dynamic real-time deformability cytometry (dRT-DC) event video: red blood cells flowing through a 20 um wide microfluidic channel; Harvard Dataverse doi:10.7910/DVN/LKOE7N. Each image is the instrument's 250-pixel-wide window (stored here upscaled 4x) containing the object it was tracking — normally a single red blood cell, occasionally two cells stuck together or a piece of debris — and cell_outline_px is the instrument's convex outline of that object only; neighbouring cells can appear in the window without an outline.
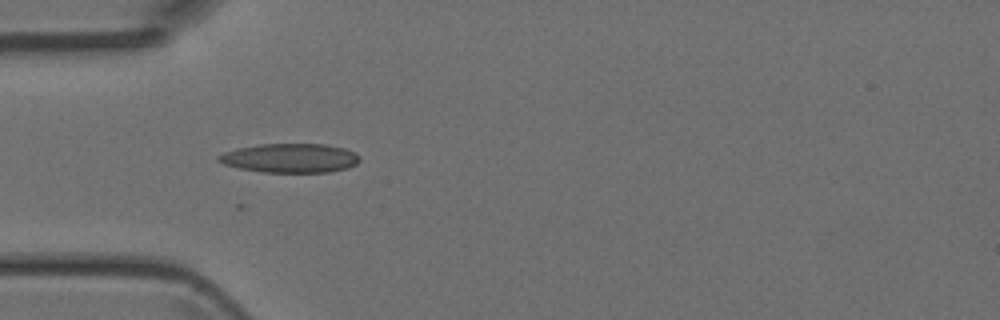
{"species": "Egyptian fruit bat (a non-hibernating species)", "species_latin": "Rousettus aegyptiacus", "temperature_condition": "room temperature", "stored_images_in_passage": 41, "camera_frame_rate_fps": 3000, "um_per_image_px": 0.085, "animal": {"sex": "female"}, "frame": {"image": 1, "passage_image": 13, "time_ms": 4.0, "image_size_px": [1000, 320], "cell_outline_px": [[360, 160], [356, 164], [348, 168], [328, 172], [264, 172], [240, 168], [224, 164], [216, 160], [216, 156], [224, 152], [236, 148], [260, 144], [324, 144], [344, 148], [356, 152], [360, 156]], "centroid_in_image_um": [24.67, 13.43], "position_along_channel_um": 60.3, "area_um2": 24.04}}
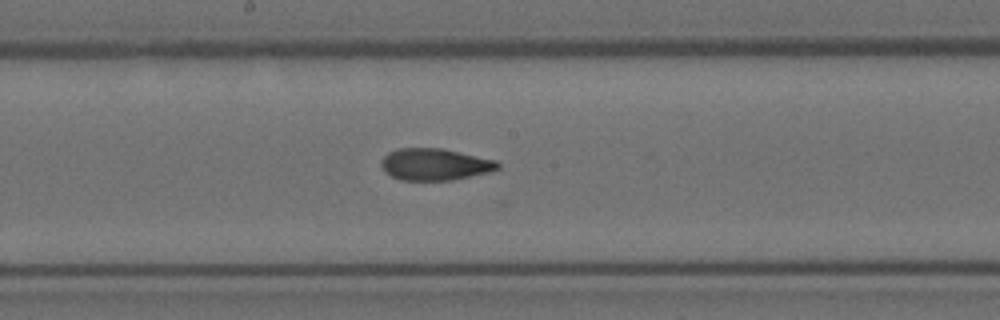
{"frame": {"image": 2, "passage_image": 24, "time_ms": 7.667, "image_size_px": [1000, 320], "cell_outline_px": [[500, 168], [492, 172], [452, 180], [400, 180], [384, 172], [380, 164], [380, 160], [388, 152], [396, 148], [440, 148], [496, 160], [500, 164]], "centroid_in_image_um": [36.95, 13.97], "position_along_channel_um": 211.3, "area_um2": 21.79}}
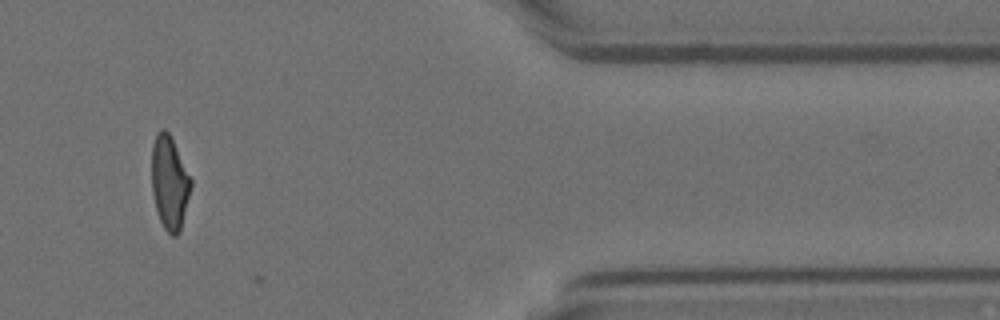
{"frame": {"image": 3, "passage_image": 40, "time_ms": 13.0, "image_size_px": [1000, 320], "cell_outline_px": [[192, 184], [180, 232], [176, 236], [172, 236], [164, 228], [160, 220], [156, 208], [152, 192], [152, 144], [156, 132], [160, 128], [164, 128], [168, 132], [192, 180]], "centroid_in_image_um": [14.4, 15.52], "position_along_channel_um": 397.0, "area_um2": 21.21}}